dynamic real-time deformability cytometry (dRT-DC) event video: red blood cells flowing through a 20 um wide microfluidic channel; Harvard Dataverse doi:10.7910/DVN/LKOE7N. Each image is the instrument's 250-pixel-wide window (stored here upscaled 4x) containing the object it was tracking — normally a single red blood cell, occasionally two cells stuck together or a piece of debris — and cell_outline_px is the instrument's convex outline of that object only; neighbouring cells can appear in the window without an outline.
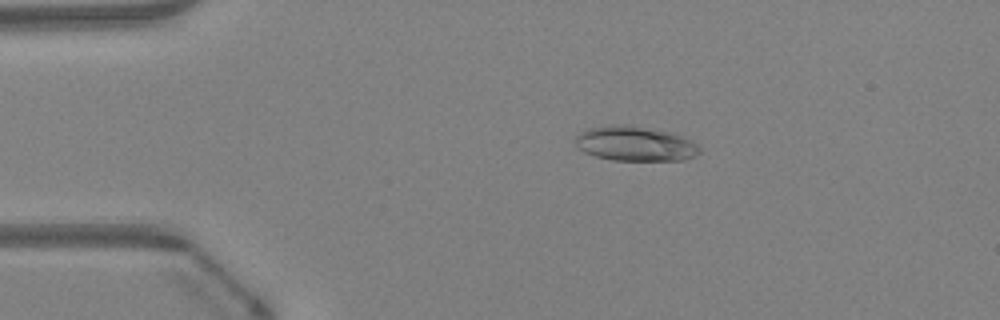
{"species": "Egyptian fruit bat (a non-hibernating species)", "species_latin": "Rousettus aegyptiacus", "temperature_condition": "warm", "stored_images_in_passage": 48, "camera_frame_rate_fps": 3000, "um_per_image_px": 0.085, "animal": {"sex": "female"}, "frame": {"image": 1, "passage_image": 10, "time_ms": 3.0, "image_size_px": [1000, 320], "cell_outline_px": [[700, 152], [696, 156], [680, 160], [612, 160], [596, 156], [584, 152], [576, 148], [576, 136], [584, 128], [612, 124], [632, 124], [668, 132], [680, 136], [696, 144], [700, 148]], "centroid_in_image_um": [53.92, 12.2], "position_along_channel_um": 31.1, "area_um2": 25.26}}
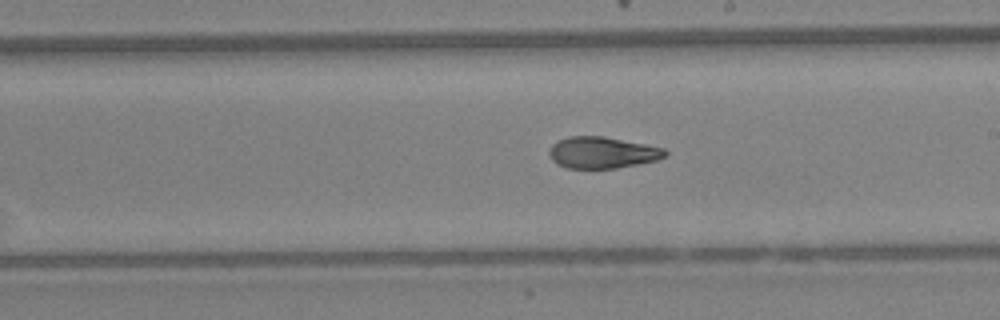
{"frame": {"image": 2, "passage_image": 28, "time_ms": 9.0, "image_size_px": [1000, 320], "cell_outline_px": [[668, 152], [664, 156], [656, 160], [616, 168], [568, 168], [556, 164], [552, 160], [548, 152], [552, 144], [568, 136], [604, 136], [664, 148]], "centroid_in_image_um": [51.16, 12.96], "position_along_channel_um": 237.8, "area_um2": 21.1}}
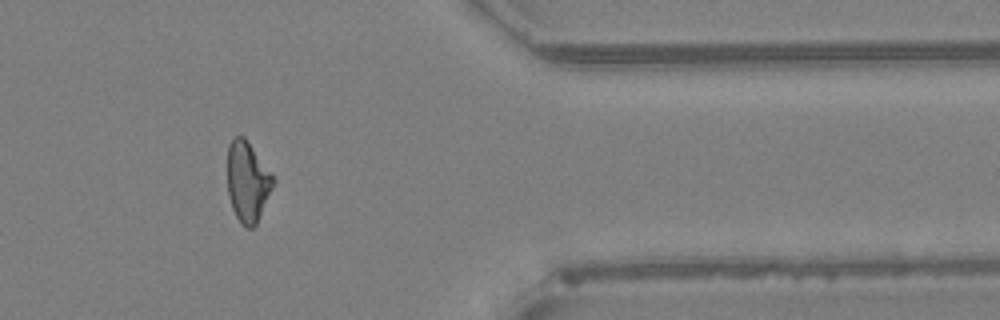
{"frame": {"image": 3, "passage_image": 40, "time_ms": 13.0, "image_size_px": [1000, 320], "cell_outline_px": [[276, 180], [256, 224], [252, 228], [248, 228], [236, 216], [232, 208], [228, 196], [228, 144], [236, 136], [244, 136], [276, 176]], "centroid_in_image_um": [21.07, 15.4], "position_along_channel_um": 390.3, "area_um2": 21.5}, "authors_computed_cell_mechanics": {"area_um2": 22.3108, "velocity_mm_per_s": 4.3038, "shape_relaxation_time_tau1_ms": 5.899, "shape_relaxation_time_tau2_ms": 2.6178, "deformation_change_tau1": 0.1921, "deformation_change_tau2": 0.075}}